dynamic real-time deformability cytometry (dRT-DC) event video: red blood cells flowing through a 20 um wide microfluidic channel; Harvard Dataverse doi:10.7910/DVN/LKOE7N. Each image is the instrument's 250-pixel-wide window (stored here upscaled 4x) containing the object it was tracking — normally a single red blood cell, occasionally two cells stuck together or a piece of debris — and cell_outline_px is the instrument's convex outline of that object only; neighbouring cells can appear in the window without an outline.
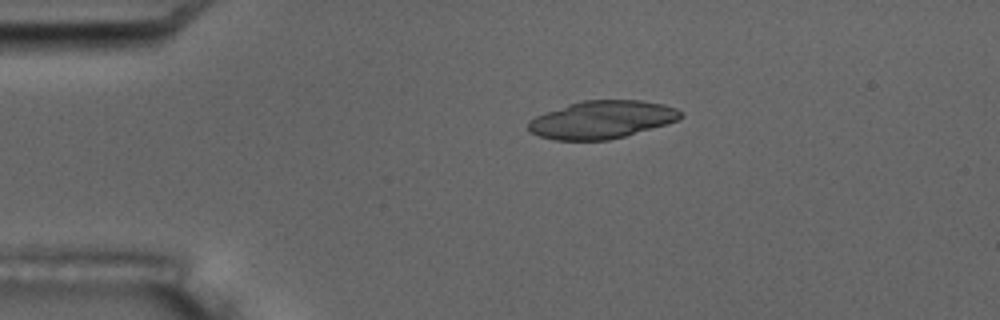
{"species": "common noctule bat (a hibernating species)", "species_latin": "Nyctalus noctula", "temperature_condition": "room temperature", "stored_images_in_passage": 5, "camera_frame_rate_fps": 3000, "um_per_image_px": 0.085, "animal": {"sex": "male", "body_mass_g": 17.5, "forearm_length_mm": 52.3}, "frame": {"image": 1, "passage_image": 3, "time_ms": 2.333, "image_size_px": [1000, 320], "cell_outline_px": [[684, 116], [680, 120], [668, 124], [624, 136], [608, 140], [556, 140], [540, 136], [528, 132], [528, 120], [536, 116], [568, 104], [584, 100], [640, 100], [664, 104], [676, 108]], "centroid_in_image_um": [51.17, 10.17], "position_along_channel_um": 33.8, "area_um2": 33.58}}